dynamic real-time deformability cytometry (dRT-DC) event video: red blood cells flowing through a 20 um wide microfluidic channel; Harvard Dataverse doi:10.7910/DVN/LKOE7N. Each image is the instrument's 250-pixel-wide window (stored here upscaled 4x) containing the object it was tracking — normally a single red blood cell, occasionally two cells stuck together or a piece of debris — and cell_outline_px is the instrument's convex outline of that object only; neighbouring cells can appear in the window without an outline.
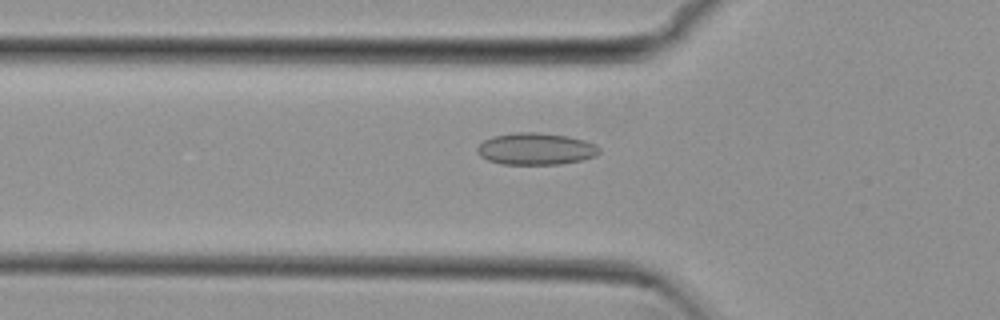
{"species": "common noctule bat (a hibernating species)", "species_latin": "Nyctalus noctula", "temperature_condition": "cold", "stored_images_in_passage": 53, "camera_frame_rate_fps": 3000, "um_per_image_px": 0.085, "animal": {"sex": "female", "body_mass_g": 29.2, "forearm_length_mm": 56.3}, "frame": {"image": 1, "passage_image": 18, "time_ms": 5.667, "image_size_px": [1000, 320], "cell_outline_px": [[600, 152], [596, 156], [580, 160], [560, 164], [500, 164], [488, 160], [480, 156], [476, 152], [476, 148], [484, 140], [492, 136], [516, 132], [536, 132], [568, 136], [584, 140], [596, 144], [600, 148]], "centroid_in_image_um": [45.53, 12.65], "position_along_channel_um": 80.3, "area_um2": 22.77}}
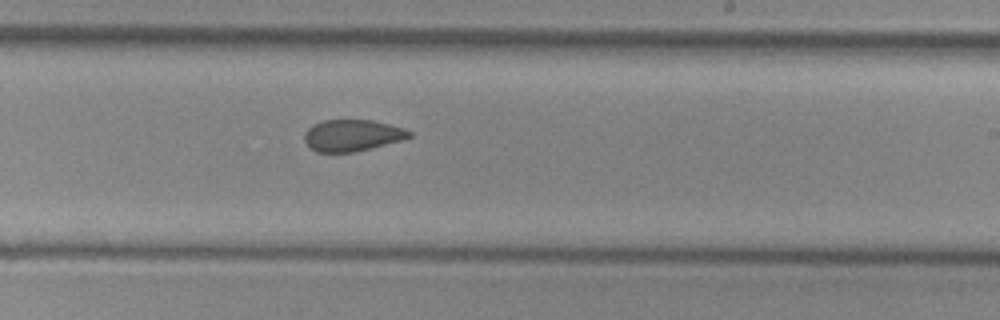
{"frame": {"image": 2, "passage_image": 32, "time_ms": 10.333, "image_size_px": [1000, 320], "cell_outline_px": [[412, 136], [400, 140], [356, 152], [316, 152], [304, 140], [304, 132], [312, 124], [324, 120], [372, 120], [404, 128], [412, 132]], "centroid_in_image_um": [29.92, 11.5], "position_along_channel_um": 259.1, "area_um2": 19.19}}
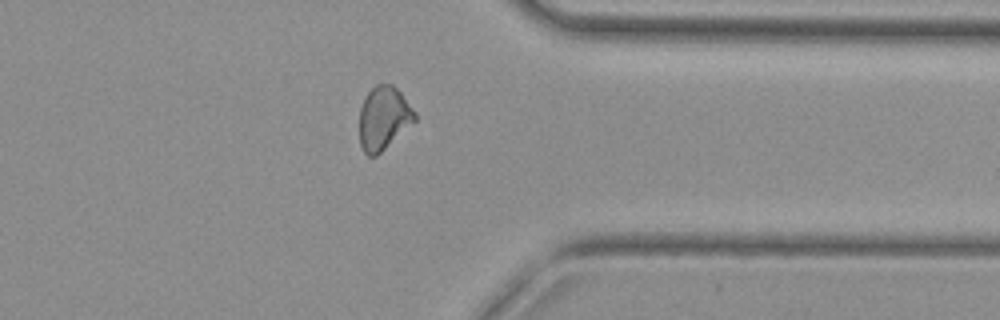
{"frame": {"image": 3, "passage_image": 42, "time_ms": 13.667, "image_size_px": [1000, 320], "cell_outline_px": [[416, 120], [376, 156], [368, 156], [364, 152], [360, 144], [360, 108], [364, 96], [376, 84], [392, 84], [400, 92], [416, 112]], "centroid_in_image_um": [32.6, 10.03], "position_along_channel_um": 378.8, "area_um2": 20.29}, "authors_computed_cell_mechanics": {"area_um2": 20.8658, "velocity_mm_per_s": 3.8223, "shape_relaxation_time_tau1_ms": null, "shape_relaxation_time_tau2_ms": 2.3335, "deformation_change_tau1": null, "deformation_change_tau2": 0.0659}}